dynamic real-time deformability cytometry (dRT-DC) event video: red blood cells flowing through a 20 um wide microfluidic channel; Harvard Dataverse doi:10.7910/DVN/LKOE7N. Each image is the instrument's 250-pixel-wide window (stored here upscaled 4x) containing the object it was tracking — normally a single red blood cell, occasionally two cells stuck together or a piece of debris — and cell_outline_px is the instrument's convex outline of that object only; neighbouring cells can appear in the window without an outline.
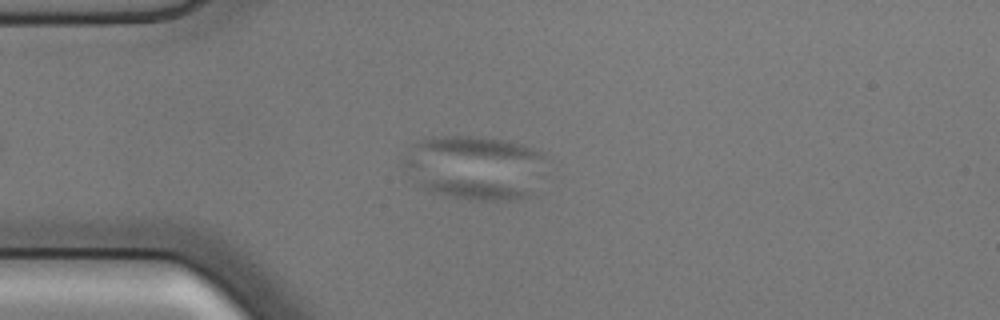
{"species": "common noctule bat (a hibernating species)", "species_latin": "Nyctalus noctula", "temperature_condition": "cold", "stored_images_in_passage": 37, "camera_frame_rate_fps": 3000, "um_per_image_px": 0.085, "animal": {"sex": "male", "body_mass_g": 17.9, "forearm_length_mm": 54.2}, "frame": {"image": 1, "passage_image": 5, "time_ms": 1.333, "image_size_px": [1000, 320], "cell_outline_px": [[536, 196], [512, 200], [476, 200], [448, 196], [432, 192], [424, 188], [424, 184], [432, 180], [464, 180], [500, 184], [532, 192]], "centroid_in_image_um": [40.5, 16.17], "position_along_channel_um": 44.5, "area_um2": 11.27}}